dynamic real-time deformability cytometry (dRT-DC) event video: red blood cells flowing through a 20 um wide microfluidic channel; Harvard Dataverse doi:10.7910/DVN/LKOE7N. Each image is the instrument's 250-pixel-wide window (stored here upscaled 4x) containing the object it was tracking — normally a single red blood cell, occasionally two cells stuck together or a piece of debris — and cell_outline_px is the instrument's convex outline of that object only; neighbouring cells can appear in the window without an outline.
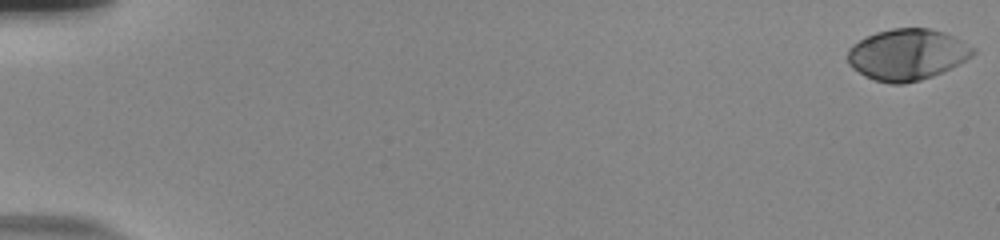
{"species": "human", "species_latin": "Homo sapiens", "temperature_condition": "room temperature", "stored_images_in_passage": 56, "camera_frame_rate_fps": 3000, "um_per_image_px": 0.085, "donor": {"sex": "male"}, "frame": {"image": 1, "passage_image": 1, "time_ms": 0.0, "image_size_px": [1000, 240], "cell_outline_px": [[976, 52], [972, 56], [932, 76], [920, 80], [904, 84], [892, 84], [876, 80], [864, 76], [852, 68], [848, 64], [848, 48], [852, 44], [864, 36], [876, 32], [892, 28], [928, 28], [944, 32], [976, 48]], "centroid_in_image_um": [77.06, 4.62], "position_along_channel_um": 7.9, "area_um2": 37.34}}
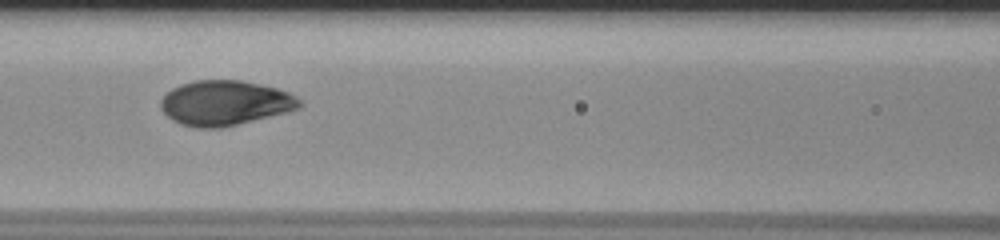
{"frame": {"image": 2, "passage_image": 27, "time_ms": 8.667, "image_size_px": [1000, 240], "cell_outline_px": [[304, 104], [300, 108], [288, 112], [220, 128], [196, 128], [180, 124], [172, 120], [160, 108], [160, 100], [172, 88], [180, 84], [196, 80], [240, 80], [276, 88], [288, 92], [296, 96]], "centroid_in_image_um": [19.13, 8.75], "position_along_channel_um": 147.5, "area_um2": 36.36}}
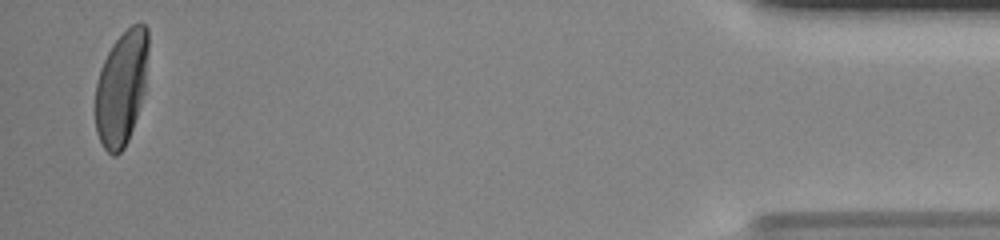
{"frame": {"image": 3, "passage_image": 55, "time_ms": 18.0, "image_size_px": [1000, 240], "cell_outline_px": [[148, 52], [144, 92], [128, 140], [124, 148], [116, 156], [112, 156], [104, 148], [96, 132], [96, 84], [100, 68], [112, 44], [132, 24], [144, 24], [148, 28]], "centroid_in_image_um": [10.32, 7.47], "position_along_channel_um": 424.9, "area_um2": 35.03}, "authors_computed_cell_mechanics": {"area_um2": 36.3273, "velocity_mm_per_s": 3.7545, "shape_relaxation_time_tau1_ms": 3.1475, "shape_relaxation_time_tau2_ms": null, "deformation_change_tau1": 0.1778, "deformation_change_tau2": null}}